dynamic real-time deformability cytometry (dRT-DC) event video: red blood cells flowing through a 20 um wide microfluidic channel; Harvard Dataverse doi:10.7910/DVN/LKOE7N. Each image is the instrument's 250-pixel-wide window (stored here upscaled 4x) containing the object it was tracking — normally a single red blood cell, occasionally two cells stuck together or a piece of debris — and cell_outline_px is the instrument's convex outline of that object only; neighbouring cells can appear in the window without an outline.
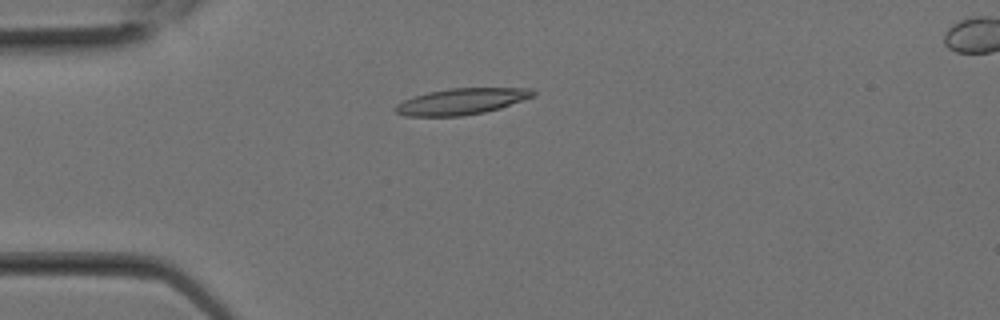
{"species": "Egyptian fruit bat (a non-hibernating species)", "species_latin": "Rousettus aegyptiacus", "temperature_condition": "room temperature", "stored_images_in_passage": 9, "segment_of_instrument_passage": [1, 2], "camera_frame_rate_fps": 3000, "um_per_image_px": 0.085, "animal": {"sex": "female"}, "frame": {"image": 1, "passage_image": 7, "time_ms": 2.0, "image_size_px": [1000, 320], "cell_outline_px": [[536, 96], [500, 108], [484, 112], [460, 116], [404, 116], [396, 112], [392, 108], [396, 104], [404, 100], [428, 92], [448, 88], [532, 88], [536, 92]], "centroid_in_image_um": [39.25, 8.62], "position_along_channel_um": 45.8, "area_um2": 21.1}}